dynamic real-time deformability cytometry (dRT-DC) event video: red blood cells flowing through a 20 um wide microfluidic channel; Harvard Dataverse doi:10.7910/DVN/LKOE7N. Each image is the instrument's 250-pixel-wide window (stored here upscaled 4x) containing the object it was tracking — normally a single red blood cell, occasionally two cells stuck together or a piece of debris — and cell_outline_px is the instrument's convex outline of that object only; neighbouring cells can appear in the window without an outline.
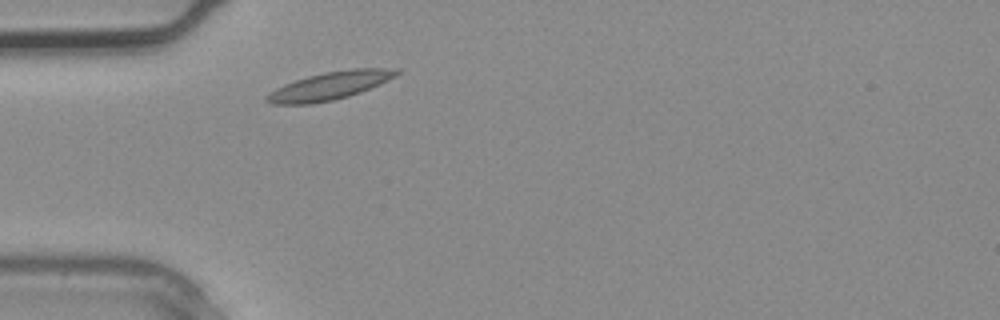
{"species": "common noctule bat (a hibernating species)", "species_latin": "Nyctalus noctula", "temperature_condition": "warm", "stored_images_in_passage": 1, "camera_frame_rate_fps": 3000, "um_per_image_px": 0.085, "animal": {"sex": "male", "body_mass_g": 20.4}, "frame": {"image": 1, "passage_image": 1, "time_ms": 0.0, "image_size_px": [1000, 320], "cell_outline_px": [[404, 72], [380, 84], [360, 92], [348, 96], [332, 100], [312, 104], [272, 104], [264, 100], [264, 96], [276, 88], [284, 84], [308, 76], [324, 72], [352, 68], [400, 68]], "centroid_in_image_um": [28.06, 7.28], "position_along_channel_um": 56.9, "area_um2": 21.27}}